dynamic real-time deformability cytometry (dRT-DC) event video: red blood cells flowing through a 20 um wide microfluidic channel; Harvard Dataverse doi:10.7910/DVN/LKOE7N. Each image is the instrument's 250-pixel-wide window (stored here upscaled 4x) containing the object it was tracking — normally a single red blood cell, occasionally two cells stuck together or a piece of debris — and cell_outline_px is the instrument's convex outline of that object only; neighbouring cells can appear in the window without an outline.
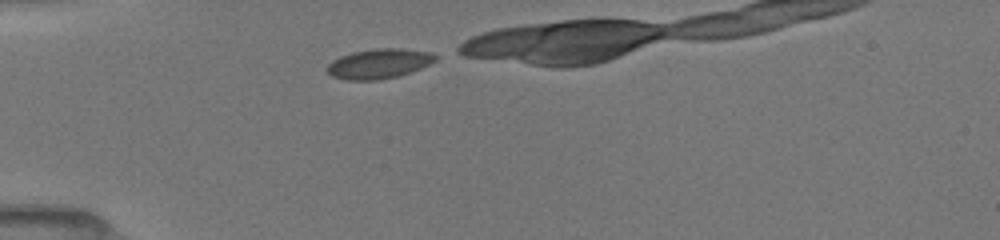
{"species": "common noctule bat (a hibernating species)", "species_latin": "Nyctalus noctula", "temperature_condition": "room temperature", "stored_images_in_passage": 10, "camera_frame_rate_fps": 3000, "um_per_image_px": 0.085, "animal": {"sex": "female", "body_mass_g": 19.5, "forearm_length_mm": 54.1}, "frame": {"image": 1, "passage_image": 1, "time_ms": 0.0, "image_size_px": [1000, 240], "cell_outline_px": [[440, 56], [436, 60], [420, 68], [400, 76], [380, 80], [344, 80], [332, 76], [328, 72], [328, 64], [332, 60], [340, 56], [352, 52], [376, 48], [400, 48], [428, 52]], "centroid_in_image_um": [32.21, 5.41], "position_along_channel_um": 52.8, "area_um2": 18.84}}
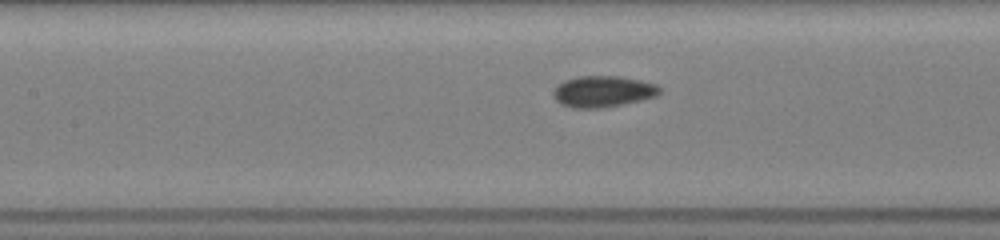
{"frame": {"image": 2, "passage_image": 7, "time_ms": 3.0, "image_size_px": [1000, 240], "cell_outline_px": [[660, 92], [656, 96], [624, 104], [600, 108], [572, 108], [560, 104], [556, 100], [552, 92], [564, 80], [580, 76], [620, 76], [640, 80], [656, 84], [660, 88]], "centroid_in_image_um": [51.24, 7.78], "position_along_channel_um": 156.2, "area_um2": 19.31}}